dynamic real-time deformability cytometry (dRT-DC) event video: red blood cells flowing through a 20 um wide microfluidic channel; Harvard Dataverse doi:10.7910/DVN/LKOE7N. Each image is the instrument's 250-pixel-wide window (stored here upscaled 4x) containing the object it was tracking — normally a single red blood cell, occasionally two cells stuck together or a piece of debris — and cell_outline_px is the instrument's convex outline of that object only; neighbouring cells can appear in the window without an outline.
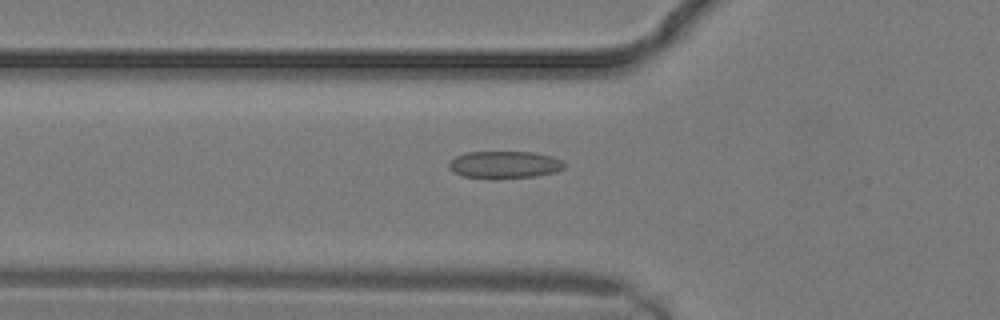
{"species": "common noctule bat (a hibernating species)", "species_latin": "Nyctalus noctula", "temperature_condition": "warm", "stored_images_in_passage": 9, "camera_frame_rate_fps": 3000, "um_per_image_px": 0.085, "animal": {"sex": "male", "body_mass_g": 19.2, "forearm_length_mm": 51.8}, "frame": {"image": 1, "passage_image": 2, "time_ms": 0.333, "image_size_px": [1000, 320], "cell_outline_px": [[564, 168], [556, 172], [536, 176], [460, 176], [452, 172], [448, 168], [448, 164], [456, 156], [468, 152], [532, 152], [552, 156], [560, 160], [564, 164]], "centroid_in_image_um": [42.88, 13.96], "position_along_channel_um": 82.9, "area_um2": 17.63}}
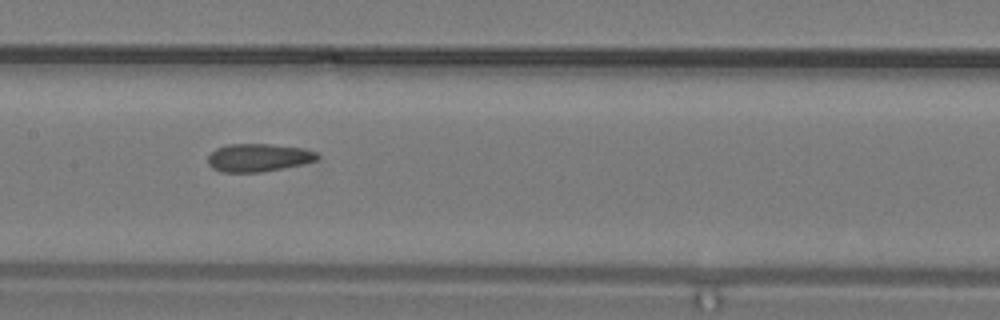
{"frame": {"image": 2, "passage_image": 6, "time_ms": 1.667, "image_size_px": [1000, 320], "cell_outline_px": [[320, 156], [316, 160], [304, 164], [260, 172], [220, 172], [212, 168], [208, 164], [208, 156], [216, 148], [228, 144], [272, 144], [300, 148], [316, 152]], "centroid_in_image_um": [21.94, 13.4], "position_along_channel_um": 185.5, "area_um2": 17.8}}
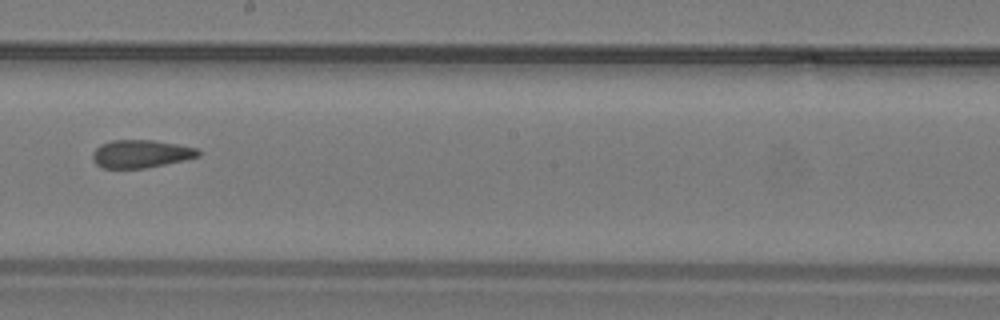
{"frame": {"image": 3, "passage_image": 8, "time_ms": 2.333, "image_size_px": [1000, 320], "cell_outline_px": [[200, 156], [184, 160], [144, 168], [104, 168], [96, 164], [92, 160], [92, 152], [100, 144], [112, 140], [156, 140], [196, 148], [200, 152]], "centroid_in_image_um": [11.94, 13.07], "position_along_channel_um": 236.3, "area_um2": 17.17}}